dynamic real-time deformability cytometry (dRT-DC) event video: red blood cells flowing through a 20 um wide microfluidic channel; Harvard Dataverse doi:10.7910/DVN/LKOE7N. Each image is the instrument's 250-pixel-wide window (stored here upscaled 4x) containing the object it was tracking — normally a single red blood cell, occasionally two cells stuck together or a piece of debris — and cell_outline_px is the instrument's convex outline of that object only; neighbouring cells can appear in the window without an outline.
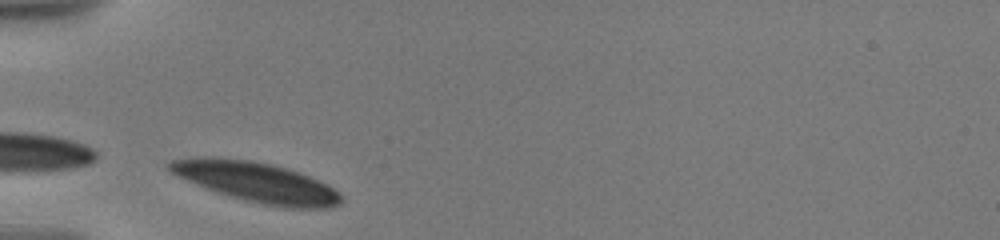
{"species": "human", "species_latin": "Homo sapiens", "temperature_condition": "warm", "stored_images_in_passage": 31, "camera_frame_rate_fps": 3000, "um_per_image_px": 0.085, "donor": {"sex": "male"}, "frame": {"image": 1, "passage_image": 1, "time_ms": 0.0, "image_size_px": [1000, 240], "cell_outline_px": [[344, 200], [340, 204], [328, 208], [284, 208], [244, 200], [196, 184], [172, 172], [164, 164], [172, 160], [204, 156], [248, 160], [272, 164], [308, 176], [340, 192], [344, 196]], "centroid_in_image_um": [21.83, 15.49], "position_along_channel_um": 63.2, "area_um2": 39.36}}
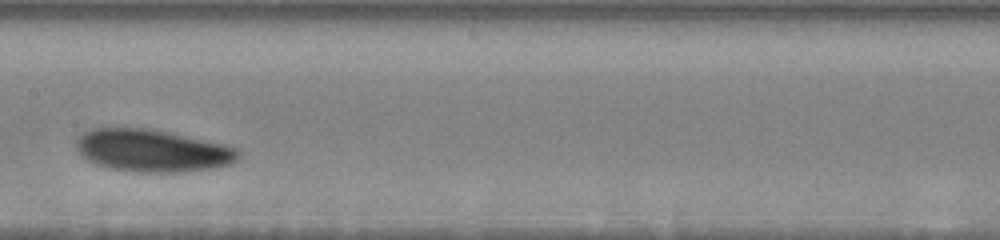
{"frame": {"image": 2, "passage_image": 13, "time_ms": 4.0, "image_size_px": [1000, 240], "cell_outline_px": [[240, 156], [232, 164], [216, 168], [184, 172], [132, 172], [108, 168], [96, 164], [88, 160], [76, 148], [76, 140], [84, 132], [96, 128], [144, 128], [168, 132], [224, 144], [236, 148], [240, 152]], "centroid_in_image_um": [12.98, 12.82], "position_along_channel_um": 194.4, "area_um2": 40.06}}
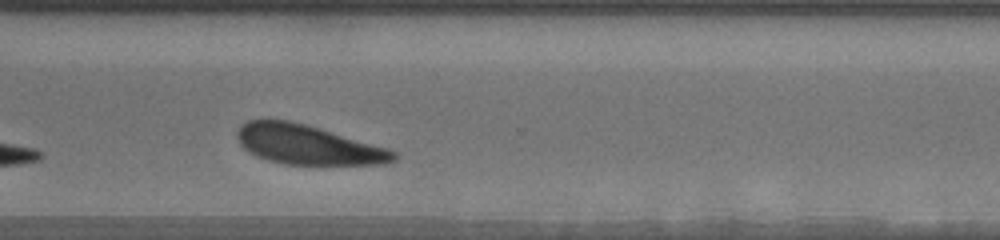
{"frame": {"image": 3, "passage_image": 30, "time_ms": 8.333, "image_size_px": [1000, 240], "cell_outline_px": [[400, 156], [396, 160], [384, 164], [284, 164], [268, 160], [256, 156], [244, 148], [240, 144], [236, 136], [236, 132], [248, 120], [288, 120], [304, 124], [388, 148], [396, 152]], "centroid_in_image_um": [26.18, 12.31], "position_along_channel_um": 344.4, "area_um2": 35.6}}